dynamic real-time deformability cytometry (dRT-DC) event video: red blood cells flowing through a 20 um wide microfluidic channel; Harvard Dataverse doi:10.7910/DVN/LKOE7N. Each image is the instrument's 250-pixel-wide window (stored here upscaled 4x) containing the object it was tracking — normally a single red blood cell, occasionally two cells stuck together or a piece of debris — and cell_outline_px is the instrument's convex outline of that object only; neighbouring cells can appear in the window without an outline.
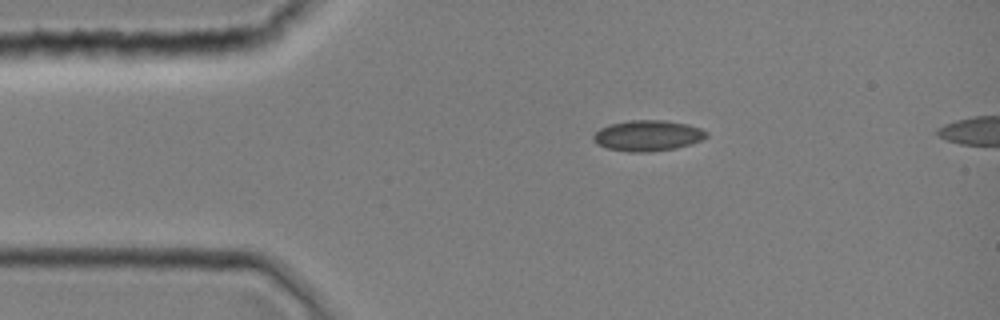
{"species": "common noctule bat (a hibernating species)", "species_latin": "Nyctalus noctula", "temperature_condition": "room temperature", "stored_images_in_passage": 1, "camera_frame_rate_fps": 3000, "um_per_image_px": 0.085, "animal": {"sex": "female", "body_mass_g": 19.0, "forearm_length_mm": 51.5}, "frame": {"image": 1, "passage_image": 1, "time_ms": 0.0, "image_size_px": [1000, 320], "cell_outline_px": [[708, 136], [700, 140], [676, 148], [648, 152], [628, 152], [608, 148], [596, 144], [592, 140], [592, 136], [600, 128], [608, 124], [628, 120], [664, 120], [688, 124], [700, 128], [708, 132]], "centroid_in_image_um": [55.02, 11.52], "position_along_channel_um": 30.0, "area_um2": 20.35}}